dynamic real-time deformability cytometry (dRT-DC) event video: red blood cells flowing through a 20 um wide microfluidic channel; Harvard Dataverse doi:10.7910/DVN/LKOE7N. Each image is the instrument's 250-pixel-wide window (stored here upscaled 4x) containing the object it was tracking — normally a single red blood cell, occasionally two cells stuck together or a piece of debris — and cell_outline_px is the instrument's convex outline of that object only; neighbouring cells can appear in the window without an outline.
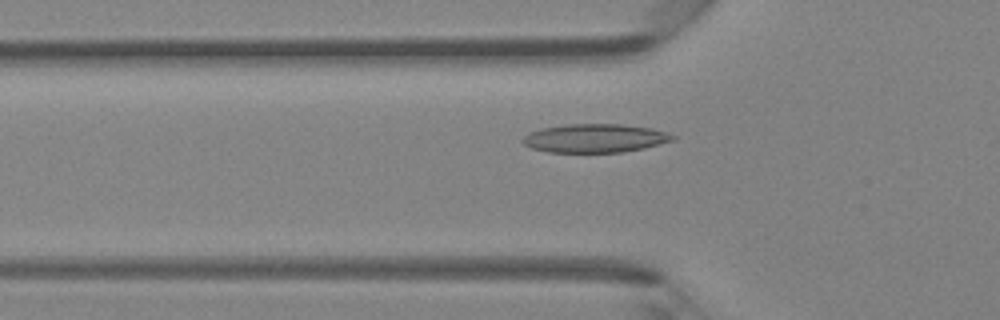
{"species": "Egyptian fruit bat (a non-hibernating species)", "species_latin": "Rousettus aegyptiacus", "temperature_condition": "room temperature", "stored_images_in_passage": 47, "camera_frame_rate_fps": 3000, "um_per_image_px": 0.085, "animal": {"sex": "female"}, "frame": {"image": 1, "passage_image": 16, "time_ms": 5.0, "image_size_px": [1000, 320], "cell_outline_px": [[676, 140], [644, 148], [624, 152], [548, 152], [532, 148], [524, 144], [520, 140], [524, 136], [540, 128], [568, 124], [620, 124], [652, 128], [676, 136]], "centroid_in_image_um": [50.58, 11.75], "position_along_channel_um": 75.2, "area_um2": 24.97}}
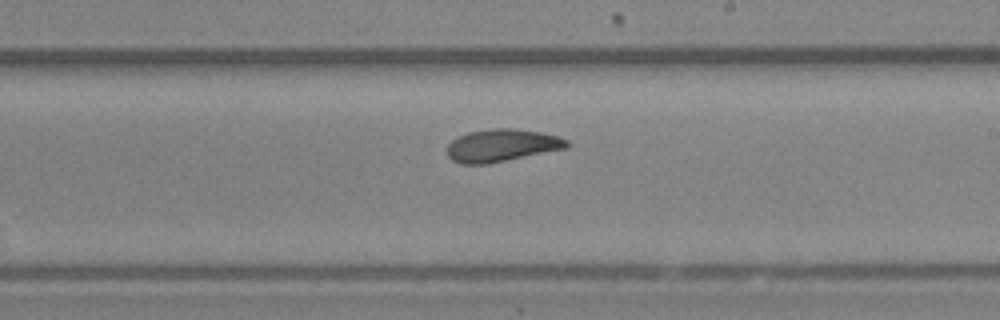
{"frame": {"image": 2, "passage_image": 28, "time_ms": 9.0, "image_size_px": [1000, 320], "cell_outline_px": [[572, 144], [568, 148], [488, 164], [460, 164], [452, 160], [448, 156], [448, 144], [452, 140], [468, 132], [496, 128], [516, 128], [540, 132], [560, 136], [568, 140]], "centroid_in_image_um": [42.71, 12.36], "position_along_channel_um": 246.3, "area_um2": 22.89}}
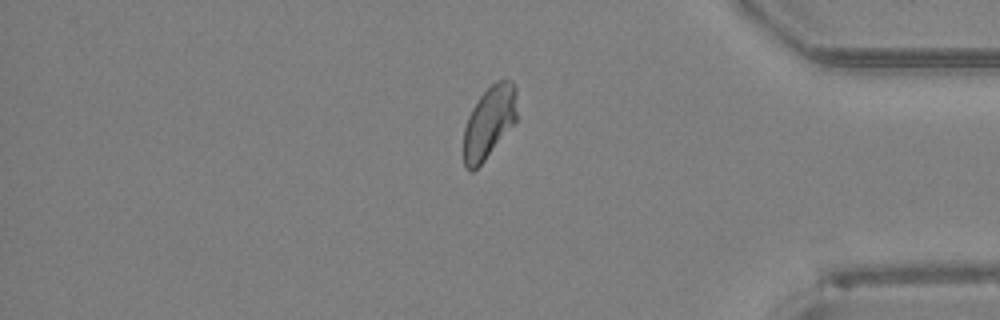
{"frame": {"image": 3, "passage_image": 40, "time_ms": 13.0, "image_size_px": [1000, 320], "cell_outline_px": [[516, 120], [484, 160], [472, 172], [468, 172], [464, 164], [464, 128], [468, 116], [472, 108], [480, 96], [496, 80], [512, 80], [516, 88]], "centroid_in_image_um": [41.56, 10.37], "position_along_channel_um": 393.6, "area_um2": 22.08}, "authors_computed_cell_mechanics": {"area_um2": 22.9466, "velocity_mm_per_s": 4.2848, "shape_relaxation_time_tau1_ms": 4.2143, "shape_relaxation_time_tau2_ms": 2.1659, "deformation_change_tau1": 0.1282, "deformation_change_tau2": 0.084}}